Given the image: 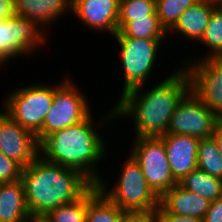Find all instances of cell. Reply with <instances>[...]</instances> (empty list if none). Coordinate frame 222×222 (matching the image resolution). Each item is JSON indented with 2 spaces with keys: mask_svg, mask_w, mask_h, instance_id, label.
<instances>
[{
  "mask_svg": "<svg viewBox=\"0 0 222 222\" xmlns=\"http://www.w3.org/2000/svg\"><path fill=\"white\" fill-rule=\"evenodd\" d=\"M118 44L121 66H123L122 95L149 82L153 68L156 67L159 47L164 39H137L131 37H114Z\"/></svg>",
  "mask_w": 222,
  "mask_h": 222,
  "instance_id": "7",
  "label": "cell"
},
{
  "mask_svg": "<svg viewBox=\"0 0 222 222\" xmlns=\"http://www.w3.org/2000/svg\"><path fill=\"white\" fill-rule=\"evenodd\" d=\"M217 59L222 62V52H221L220 55L217 57Z\"/></svg>",
  "mask_w": 222,
  "mask_h": 222,
  "instance_id": "35",
  "label": "cell"
},
{
  "mask_svg": "<svg viewBox=\"0 0 222 222\" xmlns=\"http://www.w3.org/2000/svg\"><path fill=\"white\" fill-rule=\"evenodd\" d=\"M199 44L207 46L206 48L209 49V52L207 51L206 53L207 55L204 54L199 59L197 57H193L194 59L187 58L182 64H189L195 60H201V58H217L222 52V4H218L213 9L212 15Z\"/></svg>",
  "mask_w": 222,
  "mask_h": 222,
  "instance_id": "22",
  "label": "cell"
},
{
  "mask_svg": "<svg viewBox=\"0 0 222 222\" xmlns=\"http://www.w3.org/2000/svg\"><path fill=\"white\" fill-rule=\"evenodd\" d=\"M212 137L215 139V142L218 146L219 153L222 157V120H219L215 126L214 134Z\"/></svg>",
  "mask_w": 222,
  "mask_h": 222,
  "instance_id": "32",
  "label": "cell"
},
{
  "mask_svg": "<svg viewBox=\"0 0 222 222\" xmlns=\"http://www.w3.org/2000/svg\"><path fill=\"white\" fill-rule=\"evenodd\" d=\"M210 203L203 196L176 184L159 198V207L155 213H171L203 220Z\"/></svg>",
  "mask_w": 222,
  "mask_h": 222,
  "instance_id": "15",
  "label": "cell"
},
{
  "mask_svg": "<svg viewBox=\"0 0 222 222\" xmlns=\"http://www.w3.org/2000/svg\"><path fill=\"white\" fill-rule=\"evenodd\" d=\"M14 5L16 15L35 21L45 31L72 12V0H14Z\"/></svg>",
  "mask_w": 222,
  "mask_h": 222,
  "instance_id": "16",
  "label": "cell"
},
{
  "mask_svg": "<svg viewBox=\"0 0 222 222\" xmlns=\"http://www.w3.org/2000/svg\"><path fill=\"white\" fill-rule=\"evenodd\" d=\"M23 167L0 152V183L21 180Z\"/></svg>",
  "mask_w": 222,
  "mask_h": 222,
  "instance_id": "27",
  "label": "cell"
},
{
  "mask_svg": "<svg viewBox=\"0 0 222 222\" xmlns=\"http://www.w3.org/2000/svg\"><path fill=\"white\" fill-rule=\"evenodd\" d=\"M210 0H200L194 6L187 8L179 17L174 26L167 32L179 33L188 41L199 42L205 32L213 9L217 6Z\"/></svg>",
  "mask_w": 222,
  "mask_h": 222,
  "instance_id": "17",
  "label": "cell"
},
{
  "mask_svg": "<svg viewBox=\"0 0 222 222\" xmlns=\"http://www.w3.org/2000/svg\"><path fill=\"white\" fill-rule=\"evenodd\" d=\"M119 222H156L155 212L126 211Z\"/></svg>",
  "mask_w": 222,
  "mask_h": 222,
  "instance_id": "28",
  "label": "cell"
},
{
  "mask_svg": "<svg viewBox=\"0 0 222 222\" xmlns=\"http://www.w3.org/2000/svg\"><path fill=\"white\" fill-rule=\"evenodd\" d=\"M174 179L179 182L197 168L199 139L190 135L166 133L160 136Z\"/></svg>",
  "mask_w": 222,
  "mask_h": 222,
  "instance_id": "14",
  "label": "cell"
},
{
  "mask_svg": "<svg viewBox=\"0 0 222 222\" xmlns=\"http://www.w3.org/2000/svg\"><path fill=\"white\" fill-rule=\"evenodd\" d=\"M131 151L140 164L149 187L160 198L178 182L172 175L165 144L160 137H135Z\"/></svg>",
  "mask_w": 222,
  "mask_h": 222,
  "instance_id": "9",
  "label": "cell"
},
{
  "mask_svg": "<svg viewBox=\"0 0 222 222\" xmlns=\"http://www.w3.org/2000/svg\"><path fill=\"white\" fill-rule=\"evenodd\" d=\"M125 161L115 185L108 188L102 178L96 184L98 189L124 211L155 212L159 207V197L149 187L140 164L130 153Z\"/></svg>",
  "mask_w": 222,
  "mask_h": 222,
  "instance_id": "4",
  "label": "cell"
},
{
  "mask_svg": "<svg viewBox=\"0 0 222 222\" xmlns=\"http://www.w3.org/2000/svg\"><path fill=\"white\" fill-rule=\"evenodd\" d=\"M0 152L23 168L40 156L36 135L22 128L3 110H0Z\"/></svg>",
  "mask_w": 222,
  "mask_h": 222,
  "instance_id": "12",
  "label": "cell"
},
{
  "mask_svg": "<svg viewBox=\"0 0 222 222\" xmlns=\"http://www.w3.org/2000/svg\"><path fill=\"white\" fill-rule=\"evenodd\" d=\"M30 218L22 181L0 183V222H28Z\"/></svg>",
  "mask_w": 222,
  "mask_h": 222,
  "instance_id": "18",
  "label": "cell"
},
{
  "mask_svg": "<svg viewBox=\"0 0 222 222\" xmlns=\"http://www.w3.org/2000/svg\"><path fill=\"white\" fill-rule=\"evenodd\" d=\"M219 119L190 90L173 112L167 133L190 135L200 139L212 137Z\"/></svg>",
  "mask_w": 222,
  "mask_h": 222,
  "instance_id": "10",
  "label": "cell"
},
{
  "mask_svg": "<svg viewBox=\"0 0 222 222\" xmlns=\"http://www.w3.org/2000/svg\"><path fill=\"white\" fill-rule=\"evenodd\" d=\"M105 116L96 123L91 113L84 121L52 133L40 143V156L50 163L80 171L96 185L103 178L97 164L109 151L97 130L108 122H115V108L111 107Z\"/></svg>",
  "mask_w": 222,
  "mask_h": 222,
  "instance_id": "2",
  "label": "cell"
},
{
  "mask_svg": "<svg viewBox=\"0 0 222 222\" xmlns=\"http://www.w3.org/2000/svg\"><path fill=\"white\" fill-rule=\"evenodd\" d=\"M63 82L55 86L34 83L15 88L8 92L3 110L22 128L36 135L42 129L46 114L52 107L55 90Z\"/></svg>",
  "mask_w": 222,
  "mask_h": 222,
  "instance_id": "5",
  "label": "cell"
},
{
  "mask_svg": "<svg viewBox=\"0 0 222 222\" xmlns=\"http://www.w3.org/2000/svg\"><path fill=\"white\" fill-rule=\"evenodd\" d=\"M137 87L119 97L115 117L132 118L135 137H160L167 133L171 116L183 97L191 90L190 78L184 67L144 91ZM143 92V93H142Z\"/></svg>",
  "mask_w": 222,
  "mask_h": 222,
  "instance_id": "1",
  "label": "cell"
},
{
  "mask_svg": "<svg viewBox=\"0 0 222 222\" xmlns=\"http://www.w3.org/2000/svg\"><path fill=\"white\" fill-rule=\"evenodd\" d=\"M197 168L222 179V157L213 137L199 140Z\"/></svg>",
  "mask_w": 222,
  "mask_h": 222,
  "instance_id": "23",
  "label": "cell"
},
{
  "mask_svg": "<svg viewBox=\"0 0 222 222\" xmlns=\"http://www.w3.org/2000/svg\"><path fill=\"white\" fill-rule=\"evenodd\" d=\"M41 28L35 21L16 14L0 20V68L12 58L30 56L45 46L48 33Z\"/></svg>",
  "mask_w": 222,
  "mask_h": 222,
  "instance_id": "8",
  "label": "cell"
},
{
  "mask_svg": "<svg viewBox=\"0 0 222 222\" xmlns=\"http://www.w3.org/2000/svg\"><path fill=\"white\" fill-rule=\"evenodd\" d=\"M156 14L155 0H120L118 21H135Z\"/></svg>",
  "mask_w": 222,
  "mask_h": 222,
  "instance_id": "26",
  "label": "cell"
},
{
  "mask_svg": "<svg viewBox=\"0 0 222 222\" xmlns=\"http://www.w3.org/2000/svg\"><path fill=\"white\" fill-rule=\"evenodd\" d=\"M15 14L14 0H0V20L8 19Z\"/></svg>",
  "mask_w": 222,
  "mask_h": 222,
  "instance_id": "31",
  "label": "cell"
},
{
  "mask_svg": "<svg viewBox=\"0 0 222 222\" xmlns=\"http://www.w3.org/2000/svg\"><path fill=\"white\" fill-rule=\"evenodd\" d=\"M28 222H50L45 217H31Z\"/></svg>",
  "mask_w": 222,
  "mask_h": 222,
  "instance_id": "33",
  "label": "cell"
},
{
  "mask_svg": "<svg viewBox=\"0 0 222 222\" xmlns=\"http://www.w3.org/2000/svg\"><path fill=\"white\" fill-rule=\"evenodd\" d=\"M203 222H222V197L210 203Z\"/></svg>",
  "mask_w": 222,
  "mask_h": 222,
  "instance_id": "29",
  "label": "cell"
},
{
  "mask_svg": "<svg viewBox=\"0 0 222 222\" xmlns=\"http://www.w3.org/2000/svg\"><path fill=\"white\" fill-rule=\"evenodd\" d=\"M178 184L187 191L203 196L210 202L222 197V179L198 168L186 175Z\"/></svg>",
  "mask_w": 222,
  "mask_h": 222,
  "instance_id": "21",
  "label": "cell"
},
{
  "mask_svg": "<svg viewBox=\"0 0 222 222\" xmlns=\"http://www.w3.org/2000/svg\"><path fill=\"white\" fill-rule=\"evenodd\" d=\"M156 222H203L191 216L176 215L171 213H155Z\"/></svg>",
  "mask_w": 222,
  "mask_h": 222,
  "instance_id": "30",
  "label": "cell"
},
{
  "mask_svg": "<svg viewBox=\"0 0 222 222\" xmlns=\"http://www.w3.org/2000/svg\"><path fill=\"white\" fill-rule=\"evenodd\" d=\"M21 181L31 217H45L57 206L76 201L94 185L80 171L41 156L23 168Z\"/></svg>",
  "mask_w": 222,
  "mask_h": 222,
  "instance_id": "3",
  "label": "cell"
},
{
  "mask_svg": "<svg viewBox=\"0 0 222 222\" xmlns=\"http://www.w3.org/2000/svg\"><path fill=\"white\" fill-rule=\"evenodd\" d=\"M156 14L162 27L168 32L180 15L200 0H155Z\"/></svg>",
  "mask_w": 222,
  "mask_h": 222,
  "instance_id": "25",
  "label": "cell"
},
{
  "mask_svg": "<svg viewBox=\"0 0 222 222\" xmlns=\"http://www.w3.org/2000/svg\"><path fill=\"white\" fill-rule=\"evenodd\" d=\"M69 76L67 73L64 82L54 92L52 107L46 114L42 129L36 134L39 144L52 133L76 125L92 113L87 96Z\"/></svg>",
  "mask_w": 222,
  "mask_h": 222,
  "instance_id": "6",
  "label": "cell"
},
{
  "mask_svg": "<svg viewBox=\"0 0 222 222\" xmlns=\"http://www.w3.org/2000/svg\"><path fill=\"white\" fill-rule=\"evenodd\" d=\"M113 37L164 39L168 35L160 24L158 15H148L146 18L136 19L135 21H118V31Z\"/></svg>",
  "mask_w": 222,
  "mask_h": 222,
  "instance_id": "19",
  "label": "cell"
},
{
  "mask_svg": "<svg viewBox=\"0 0 222 222\" xmlns=\"http://www.w3.org/2000/svg\"><path fill=\"white\" fill-rule=\"evenodd\" d=\"M182 67L189 75L191 90L222 120V62L205 58Z\"/></svg>",
  "mask_w": 222,
  "mask_h": 222,
  "instance_id": "11",
  "label": "cell"
},
{
  "mask_svg": "<svg viewBox=\"0 0 222 222\" xmlns=\"http://www.w3.org/2000/svg\"><path fill=\"white\" fill-rule=\"evenodd\" d=\"M87 205L88 191L72 203L57 206L45 218L50 222H86Z\"/></svg>",
  "mask_w": 222,
  "mask_h": 222,
  "instance_id": "24",
  "label": "cell"
},
{
  "mask_svg": "<svg viewBox=\"0 0 222 222\" xmlns=\"http://www.w3.org/2000/svg\"><path fill=\"white\" fill-rule=\"evenodd\" d=\"M210 1L217 3V4H222V0H210Z\"/></svg>",
  "mask_w": 222,
  "mask_h": 222,
  "instance_id": "34",
  "label": "cell"
},
{
  "mask_svg": "<svg viewBox=\"0 0 222 222\" xmlns=\"http://www.w3.org/2000/svg\"><path fill=\"white\" fill-rule=\"evenodd\" d=\"M120 0H72V15L90 30L108 32L112 36L118 31Z\"/></svg>",
  "mask_w": 222,
  "mask_h": 222,
  "instance_id": "13",
  "label": "cell"
},
{
  "mask_svg": "<svg viewBox=\"0 0 222 222\" xmlns=\"http://www.w3.org/2000/svg\"><path fill=\"white\" fill-rule=\"evenodd\" d=\"M125 212L110 201L97 185L88 190L86 222H119Z\"/></svg>",
  "mask_w": 222,
  "mask_h": 222,
  "instance_id": "20",
  "label": "cell"
}]
</instances>
